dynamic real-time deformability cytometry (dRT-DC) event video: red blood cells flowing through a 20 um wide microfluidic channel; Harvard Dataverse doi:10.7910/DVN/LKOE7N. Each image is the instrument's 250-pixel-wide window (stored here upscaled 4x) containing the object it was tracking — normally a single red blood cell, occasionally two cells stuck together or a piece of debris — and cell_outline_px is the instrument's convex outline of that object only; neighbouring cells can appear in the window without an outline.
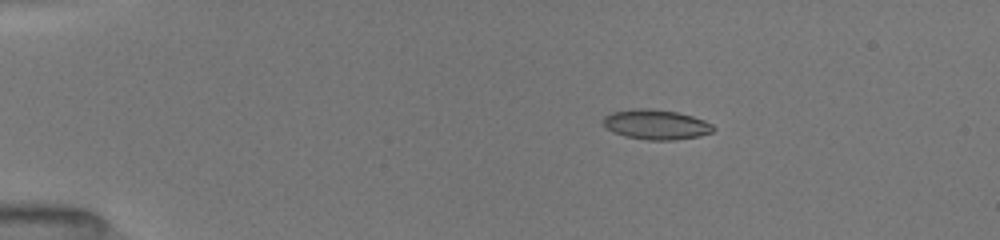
{"species": "common noctule bat (a hibernating species)", "species_latin": "Nyctalus noctula", "temperature_condition": "room temperature", "stored_images_in_passage": 47, "camera_frame_rate_fps": 3000, "um_per_image_px": 0.085, "animal": {"sex": "female", "body_mass_g": 19.5, "forearm_length_mm": 54.1}, "frame": {"image": 1, "passage_image": 9, "time_ms": 3.0, "image_size_px": [1000, 240], "cell_outline_px": [[716, 128], [712, 132], [700, 136], [672, 140], [648, 140], [624, 136], [612, 132], [604, 124], [604, 116], [612, 112], [636, 108], [648, 108], [676, 112], [692, 116], [704, 120], [712, 124]], "centroid_in_image_um": [55.78, 10.59], "position_along_channel_um": 29.2, "area_um2": 19.13}}
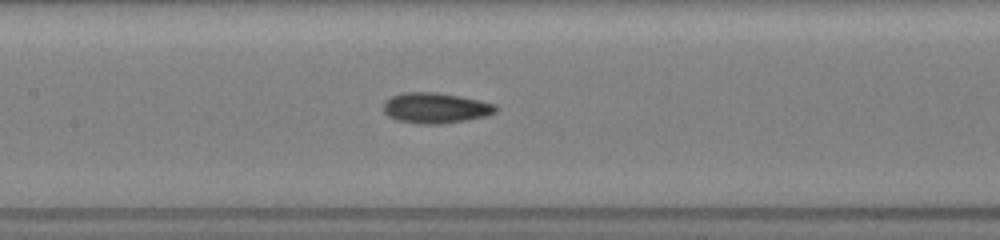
{"frame": {"image": 2, "passage_image": 23, "time_ms": 8.333, "image_size_px": [1000, 240], "cell_outline_px": [[500, 108], [496, 112], [484, 116], [444, 124], [416, 124], [396, 120], [388, 116], [384, 112], [384, 100], [392, 96], [404, 92], [436, 92], [460, 96], [496, 104]], "centroid_in_image_um": [37.01, 9.18], "position_along_channel_um": 170.4, "area_um2": 20.11}}
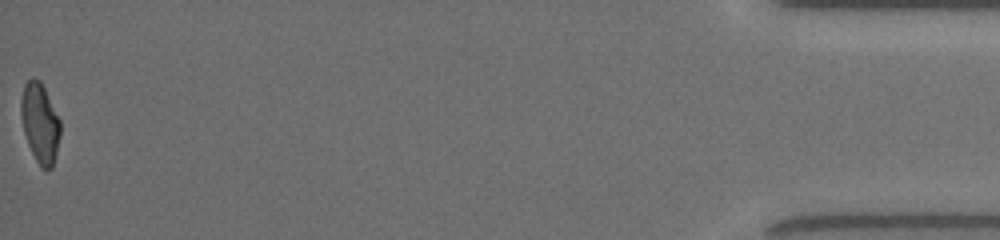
{"frame": {"image": 3, "passage_image": 47, "time_ms": 17.0, "image_size_px": [1000, 240], "cell_outline_px": [[60, 136], [52, 168], [48, 172], [40, 168], [28, 144], [24, 132], [20, 116], [20, 100], [24, 84], [32, 76], [40, 80], [60, 120]], "centroid_in_image_um": [3.38, 10.46], "position_along_channel_um": 431.8, "area_um2": 18.38}, "authors_computed_cell_mechanics": {"area_um2": 18.9006, "velocity_mm_per_s": 4.0427, "shape_relaxation_time_tau1_ms": 8.1526, "shape_relaxation_time_tau2_ms": 1.6632, "deformation_change_tau1": 0.2076, "deformation_change_tau2": 0.0696}}